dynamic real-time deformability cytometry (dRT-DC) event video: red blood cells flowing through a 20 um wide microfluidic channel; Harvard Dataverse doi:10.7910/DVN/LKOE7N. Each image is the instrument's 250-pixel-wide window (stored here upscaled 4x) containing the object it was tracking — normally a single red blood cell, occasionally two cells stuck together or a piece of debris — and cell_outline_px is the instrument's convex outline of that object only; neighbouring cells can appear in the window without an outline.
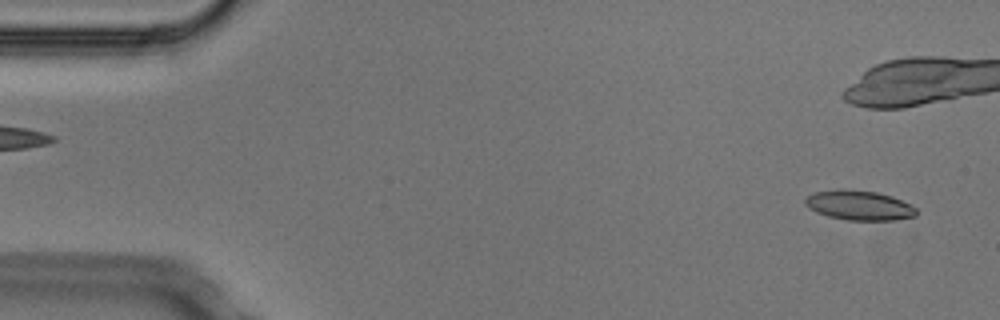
{"species": "Egyptian fruit bat (a non-hibernating species)", "species_latin": "Rousettus aegyptiacus", "temperature_condition": "cold", "stored_images_in_passage": 4, "segment_of_instrument_passage": [2, 2], "camera_frame_rate_fps": 3000, "um_per_image_px": 0.085, "animal": {"sex": "male"}, "frame": {"image": 1, "passage_image": 4, "time_ms": 1.0, "image_size_px": [1000, 320], "cell_outline_px": [[916, 216], [892, 220], [848, 220], [828, 216], [816, 212], [808, 208], [804, 204], [804, 200], [808, 196], [816, 192], [836, 188], [840, 188], [876, 192], [892, 196], [912, 204], [916, 208]], "centroid_in_image_um": [73.02, 17.44], "position_along_channel_um": 12.0, "area_um2": 19.36}}